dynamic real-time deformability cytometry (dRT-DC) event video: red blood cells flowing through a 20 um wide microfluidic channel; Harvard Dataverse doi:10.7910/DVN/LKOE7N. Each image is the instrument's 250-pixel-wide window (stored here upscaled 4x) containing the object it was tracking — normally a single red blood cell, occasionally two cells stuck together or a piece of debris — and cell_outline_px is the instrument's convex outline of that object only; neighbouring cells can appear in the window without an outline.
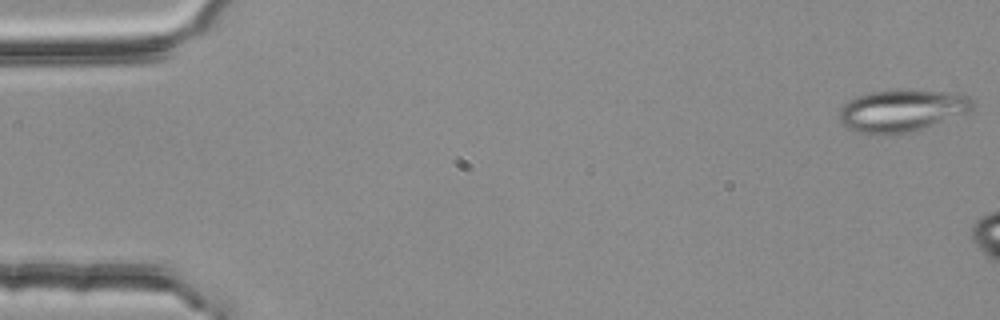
{"species": "common noctule bat (a hibernating species)", "species_latin": "Nyctalus noctula", "temperature_condition": "room temperature", "stored_images_in_passage": 11, "camera_frame_rate_fps": 3000, "um_per_image_px": 0.085, "animal": {"sex": "female", "body_mass_g": 25.1}, "frame": {"image": 1, "passage_image": 1, "time_ms": 0.0, "image_size_px": [1000, 320], "cell_outline_px": [[972, 108], [968, 112], [908, 132], [880, 136], [876, 136], [856, 132], [848, 128], [840, 120], [840, 108], [848, 100], [856, 96], [868, 92], [900, 88], [908, 88], [960, 92], [972, 96]], "centroid_in_image_um": [76.65, 9.36], "position_along_channel_um": 8.4, "area_um2": 33.47}}